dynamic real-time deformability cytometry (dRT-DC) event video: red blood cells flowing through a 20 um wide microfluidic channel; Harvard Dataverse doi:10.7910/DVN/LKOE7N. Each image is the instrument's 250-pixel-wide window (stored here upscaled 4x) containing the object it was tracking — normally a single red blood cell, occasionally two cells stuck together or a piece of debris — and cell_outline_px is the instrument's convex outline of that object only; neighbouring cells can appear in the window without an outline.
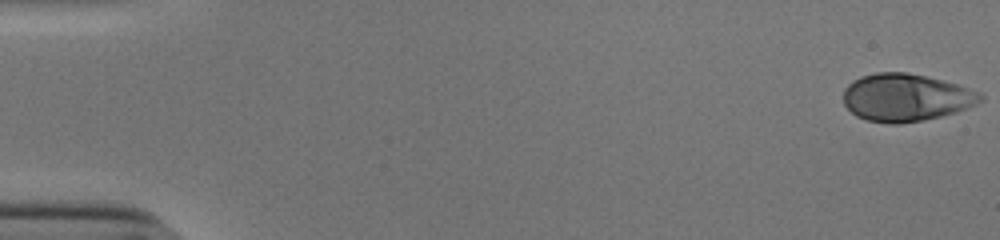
{"species": "human", "species_latin": "Homo sapiens", "temperature_condition": "cold", "stored_images_in_passage": 54, "camera_frame_rate_fps": 3000, "um_per_image_px": 0.085, "donor": {"sex": "male"}, "frame": {"image": 1, "passage_image": 1, "time_ms": 0.0, "image_size_px": [1000, 240], "cell_outline_px": [[984, 100], [976, 104], [956, 112], [924, 120], [896, 124], [888, 124], [864, 120], [856, 116], [844, 104], [844, 88], [852, 80], [860, 76], [876, 72], [908, 72], [928, 76], [956, 84], [980, 92], [984, 96]], "centroid_in_image_um": [76.99, 8.28], "position_along_channel_um": 8.0, "area_um2": 38.26}}
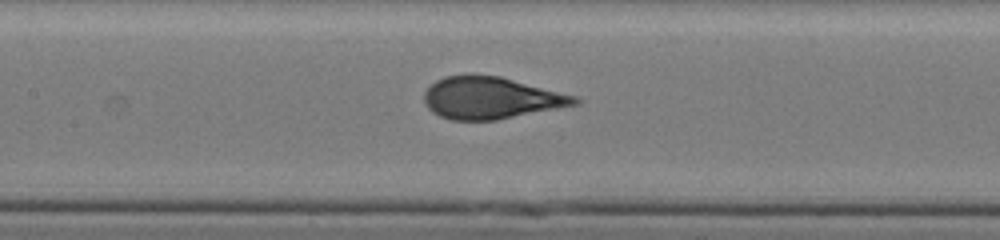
{"frame": {"image": 2, "passage_image": 26, "time_ms": 8.333, "image_size_px": [1000, 240], "cell_outline_px": [[584, 100], [580, 104], [496, 120], [452, 120], [440, 116], [432, 112], [428, 108], [424, 100], [424, 92], [436, 80], [444, 76], [500, 76], [576, 96]], "centroid_in_image_um": [41.76, 8.34], "position_along_channel_um": 165.6, "area_um2": 36.47}}
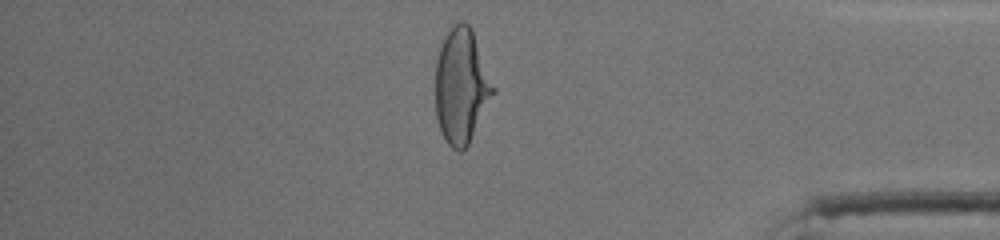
{"frame": {"image": 3, "passage_image": 46, "time_ms": 15.0, "image_size_px": [1000, 240], "cell_outline_px": [[496, 92], [468, 144], [460, 152], [452, 148], [444, 140], [440, 132], [436, 116], [436, 60], [444, 36], [448, 28], [452, 24], [460, 20], [464, 20], [472, 28], [496, 88]], "centroid_in_image_um": [39.23, 7.28], "position_along_channel_um": 396.0, "area_um2": 39.19}, "authors_computed_cell_mechanics": {"area_um2": 37.4544, "velocity_mm_per_s": 3.855, "shape_relaxation_time_tau1_ms": 5.445, "shape_relaxation_time_tau2_ms": null, "deformation_change_tau1": 0.2259, "deformation_change_tau2": null}}